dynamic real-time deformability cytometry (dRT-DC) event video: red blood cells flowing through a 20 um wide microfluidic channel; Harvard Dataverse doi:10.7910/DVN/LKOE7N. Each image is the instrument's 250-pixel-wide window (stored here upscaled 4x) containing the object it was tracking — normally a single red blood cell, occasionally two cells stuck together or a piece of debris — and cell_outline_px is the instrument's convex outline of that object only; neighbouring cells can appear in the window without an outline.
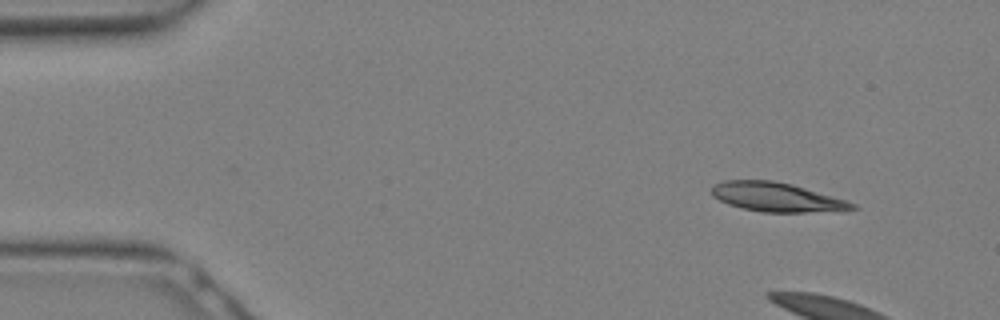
{"species": "Egyptian fruit bat (a non-hibernating species)", "species_latin": "Rousettus aegyptiacus", "temperature_condition": "warm", "stored_images_in_passage": 4, "camera_frame_rate_fps": 3000, "um_per_image_px": 0.085, "animal": {"sex": "female"}, "frame": {"image": 1, "passage_image": 1, "time_ms": 0.0, "image_size_px": [1000, 320], "cell_outline_px": [[860, 208], [804, 212], [764, 212], [744, 208], [728, 204], [712, 196], [712, 184], [724, 180], [772, 180], [792, 184], [848, 200], [856, 204]], "centroid_in_image_um": [65.99, 16.74], "position_along_channel_um": 19.0, "area_um2": 23.7}}